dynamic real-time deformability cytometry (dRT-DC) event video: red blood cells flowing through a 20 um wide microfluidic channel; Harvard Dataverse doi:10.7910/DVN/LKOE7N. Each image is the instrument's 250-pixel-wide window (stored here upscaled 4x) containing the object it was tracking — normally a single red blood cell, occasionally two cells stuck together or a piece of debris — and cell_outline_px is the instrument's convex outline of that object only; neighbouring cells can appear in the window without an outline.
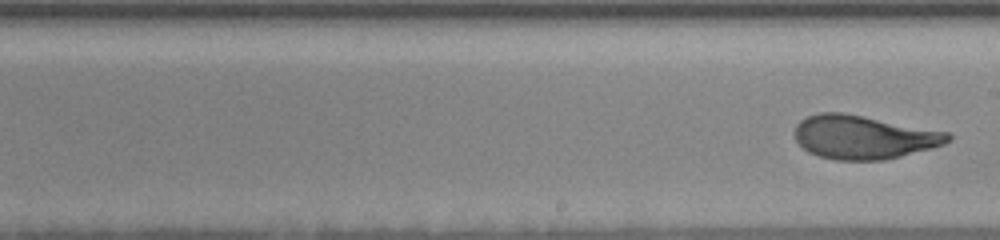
{"species": "human", "species_latin": "Homo sapiens", "temperature_condition": "room temperature", "stored_images_in_passage": 15, "segment_of_instrument_passage": [2, 2], "camera_frame_rate_fps": 3000, "um_per_image_px": 0.085, "donor": {"sex": "female"}, "frame": {"image": 1, "passage_image": 15, "time_ms": 8.333, "image_size_px": [1000, 240], "cell_outline_px": [[952, 140], [944, 144], [932, 148], [884, 160], [836, 160], [820, 156], [808, 152], [796, 140], [796, 124], [800, 120], [808, 116], [820, 112], [844, 112], [948, 132], [952, 136]], "centroid_in_image_um": [73.42, 11.65], "position_along_channel_um": 215.6, "area_um2": 38.84}}